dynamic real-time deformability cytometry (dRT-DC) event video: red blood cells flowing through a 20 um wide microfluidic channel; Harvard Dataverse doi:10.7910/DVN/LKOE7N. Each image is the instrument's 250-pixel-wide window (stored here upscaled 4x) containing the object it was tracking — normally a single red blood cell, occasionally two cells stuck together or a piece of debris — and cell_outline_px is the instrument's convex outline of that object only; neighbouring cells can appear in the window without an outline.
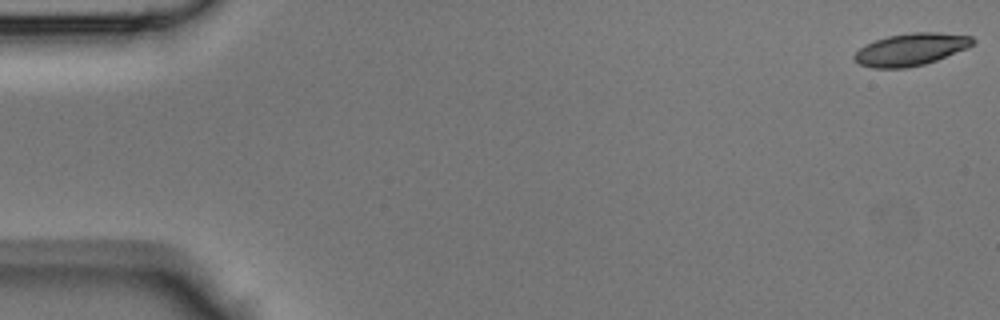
{"species": "Egyptian fruit bat (a non-hibernating species)", "species_latin": "Rousettus aegyptiacus", "temperature_condition": "room temperature", "stored_images_in_passage": 12, "camera_frame_rate_fps": 3000, "um_per_image_px": 0.085, "animal": {"sex": "male"}, "frame": {"image": 1, "passage_image": 1, "time_ms": 0.0, "image_size_px": [1000, 320], "cell_outline_px": [[976, 40], [968, 48], [936, 60], [924, 64], [908, 68], [872, 68], [860, 64], [852, 56], [860, 48], [876, 40], [888, 36], [912, 32], [936, 32], [972, 36]], "centroid_in_image_um": [77.44, 4.2], "position_along_channel_um": 7.6, "area_um2": 22.14}}